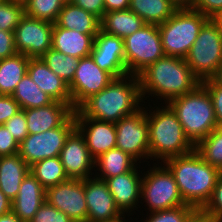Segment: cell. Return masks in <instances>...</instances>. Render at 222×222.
Returning a JSON list of instances; mask_svg holds the SVG:
<instances>
[{
	"label": "cell",
	"instance_id": "1",
	"mask_svg": "<svg viewBox=\"0 0 222 222\" xmlns=\"http://www.w3.org/2000/svg\"><path fill=\"white\" fill-rule=\"evenodd\" d=\"M143 107L138 76L114 78L104 89L86 99L75 111V118H92L116 123Z\"/></svg>",
	"mask_w": 222,
	"mask_h": 222
},
{
	"label": "cell",
	"instance_id": "2",
	"mask_svg": "<svg viewBox=\"0 0 222 222\" xmlns=\"http://www.w3.org/2000/svg\"><path fill=\"white\" fill-rule=\"evenodd\" d=\"M142 100H156L168 104L171 100L194 91L201 81L191 72L184 58L163 56L139 75ZM146 96V97H145Z\"/></svg>",
	"mask_w": 222,
	"mask_h": 222
},
{
	"label": "cell",
	"instance_id": "3",
	"mask_svg": "<svg viewBox=\"0 0 222 222\" xmlns=\"http://www.w3.org/2000/svg\"><path fill=\"white\" fill-rule=\"evenodd\" d=\"M163 163L173 174L183 201L201 210L211 198L222 172L205 162L196 150L168 158Z\"/></svg>",
	"mask_w": 222,
	"mask_h": 222
},
{
	"label": "cell",
	"instance_id": "4",
	"mask_svg": "<svg viewBox=\"0 0 222 222\" xmlns=\"http://www.w3.org/2000/svg\"><path fill=\"white\" fill-rule=\"evenodd\" d=\"M145 107L149 126L150 161L164 162L168 158L186 155L195 150V145L186 136L177 115L168 104L155 105L156 109L152 107L151 110L146 105Z\"/></svg>",
	"mask_w": 222,
	"mask_h": 222
},
{
	"label": "cell",
	"instance_id": "5",
	"mask_svg": "<svg viewBox=\"0 0 222 222\" xmlns=\"http://www.w3.org/2000/svg\"><path fill=\"white\" fill-rule=\"evenodd\" d=\"M168 105L194 145L218 128L212 98L202 84L194 91L171 100Z\"/></svg>",
	"mask_w": 222,
	"mask_h": 222
},
{
	"label": "cell",
	"instance_id": "6",
	"mask_svg": "<svg viewBox=\"0 0 222 222\" xmlns=\"http://www.w3.org/2000/svg\"><path fill=\"white\" fill-rule=\"evenodd\" d=\"M208 20L200 11L177 9L168 20L158 26L165 55L185 58Z\"/></svg>",
	"mask_w": 222,
	"mask_h": 222
},
{
	"label": "cell",
	"instance_id": "7",
	"mask_svg": "<svg viewBox=\"0 0 222 222\" xmlns=\"http://www.w3.org/2000/svg\"><path fill=\"white\" fill-rule=\"evenodd\" d=\"M140 200V204L146 203L144 206H147V213L177 208L186 204L173 174L163 162H153V167L143 172Z\"/></svg>",
	"mask_w": 222,
	"mask_h": 222
},
{
	"label": "cell",
	"instance_id": "8",
	"mask_svg": "<svg viewBox=\"0 0 222 222\" xmlns=\"http://www.w3.org/2000/svg\"><path fill=\"white\" fill-rule=\"evenodd\" d=\"M184 59L201 82L215 75L222 64V34L213 19L203 25Z\"/></svg>",
	"mask_w": 222,
	"mask_h": 222
},
{
	"label": "cell",
	"instance_id": "9",
	"mask_svg": "<svg viewBox=\"0 0 222 222\" xmlns=\"http://www.w3.org/2000/svg\"><path fill=\"white\" fill-rule=\"evenodd\" d=\"M124 40L127 73L138 76L165 56L158 25L145 24Z\"/></svg>",
	"mask_w": 222,
	"mask_h": 222
},
{
	"label": "cell",
	"instance_id": "10",
	"mask_svg": "<svg viewBox=\"0 0 222 222\" xmlns=\"http://www.w3.org/2000/svg\"><path fill=\"white\" fill-rule=\"evenodd\" d=\"M76 128L74 114L60 127L42 133L28 134L19 144L18 154L28 166L43 159L60 156L69 134Z\"/></svg>",
	"mask_w": 222,
	"mask_h": 222
},
{
	"label": "cell",
	"instance_id": "11",
	"mask_svg": "<svg viewBox=\"0 0 222 222\" xmlns=\"http://www.w3.org/2000/svg\"><path fill=\"white\" fill-rule=\"evenodd\" d=\"M116 147L133 157L138 163L150 159L149 126L146 117V108L123 117L115 123ZM143 159V160H142ZM146 161H145V160Z\"/></svg>",
	"mask_w": 222,
	"mask_h": 222
},
{
	"label": "cell",
	"instance_id": "12",
	"mask_svg": "<svg viewBox=\"0 0 222 222\" xmlns=\"http://www.w3.org/2000/svg\"><path fill=\"white\" fill-rule=\"evenodd\" d=\"M53 25L24 15L14 31L17 53L30 58L42 57L52 48Z\"/></svg>",
	"mask_w": 222,
	"mask_h": 222
},
{
	"label": "cell",
	"instance_id": "13",
	"mask_svg": "<svg viewBox=\"0 0 222 222\" xmlns=\"http://www.w3.org/2000/svg\"><path fill=\"white\" fill-rule=\"evenodd\" d=\"M46 201L75 222H87L85 179H69L46 189Z\"/></svg>",
	"mask_w": 222,
	"mask_h": 222
},
{
	"label": "cell",
	"instance_id": "14",
	"mask_svg": "<svg viewBox=\"0 0 222 222\" xmlns=\"http://www.w3.org/2000/svg\"><path fill=\"white\" fill-rule=\"evenodd\" d=\"M113 79L93 61L91 56L79 59L74 78L68 85L72 107L76 110L86 99L104 89Z\"/></svg>",
	"mask_w": 222,
	"mask_h": 222
},
{
	"label": "cell",
	"instance_id": "15",
	"mask_svg": "<svg viewBox=\"0 0 222 222\" xmlns=\"http://www.w3.org/2000/svg\"><path fill=\"white\" fill-rule=\"evenodd\" d=\"M59 157L69 179L84 180L94 175L95 159L76 128L67 137Z\"/></svg>",
	"mask_w": 222,
	"mask_h": 222
},
{
	"label": "cell",
	"instance_id": "16",
	"mask_svg": "<svg viewBox=\"0 0 222 222\" xmlns=\"http://www.w3.org/2000/svg\"><path fill=\"white\" fill-rule=\"evenodd\" d=\"M93 61L113 78L127 75L124 40L99 31L90 53Z\"/></svg>",
	"mask_w": 222,
	"mask_h": 222
},
{
	"label": "cell",
	"instance_id": "17",
	"mask_svg": "<svg viewBox=\"0 0 222 222\" xmlns=\"http://www.w3.org/2000/svg\"><path fill=\"white\" fill-rule=\"evenodd\" d=\"M87 222L112 220L123 213L116 206L105 180L94 175L85 179Z\"/></svg>",
	"mask_w": 222,
	"mask_h": 222
},
{
	"label": "cell",
	"instance_id": "18",
	"mask_svg": "<svg viewBox=\"0 0 222 222\" xmlns=\"http://www.w3.org/2000/svg\"><path fill=\"white\" fill-rule=\"evenodd\" d=\"M140 166L138 164L129 172L105 179L116 206L122 213L132 216L134 215L133 213H136L135 210L140 208L139 203L141 202L142 171L144 169L138 170L137 168H140Z\"/></svg>",
	"mask_w": 222,
	"mask_h": 222
},
{
	"label": "cell",
	"instance_id": "19",
	"mask_svg": "<svg viewBox=\"0 0 222 222\" xmlns=\"http://www.w3.org/2000/svg\"><path fill=\"white\" fill-rule=\"evenodd\" d=\"M75 122L94 159L116 147L115 123L92 118H75Z\"/></svg>",
	"mask_w": 222,
	"mask_h": 222
},
{
	"label": "cell",
	"instance_id": "20",
	"mask_svg": "<svg viewBox=\"0 0 222 222\" xmlns=\"http://www.w3.org/2000/svg\"><path fill=\"white\" fill-rule=\"evenodd\" d=\"M72 103L54 101L48 106L25 109L28 134L42 133L63 125L73 114Z\"/></svg>",
	"mask_w": 222,
	"mask_h": 222
},
{
	"label": "cell",
	"instance_id": "21",
	"mask_svg": "<svg viewBox=\"0 0 222 222\" xmlns=\"http://www.w3.org/2000/svg\"><path fill=\"white\" fill-rule=\"evenodd\" d=\"M46 201V189L29 171L24 177L17 196L12 200V212L21 221L29 222Z\"/></svg>",
	"mask_w": 222,
	"mask_h": 222
},
{
	"label": "cell",
	"instance_id": "22",
	"mask_svg": "<svg viewBox=\"0 0 222 222\" xmlns=\"http://www.w3.org/2000/svg\"><path fill=\"white\" fill-rule=\"evenodd\" d=\"M27 74L54 101L72 103L68 84L52 72L41 57L30 58Z\"/></svg>",
	"mask_w": 222,
	"mask_h": 222
},
{
	"label": "cell",
	"instance_id": "23",
	"mask_svg": "<svg viewBox=\"0 0 222 222\" xmlns=\"http://www.w3.org/2000/svg\"><path fill=\"white\" fill-rule=\"evenodd\" d=\"M97 34H83L76 30L53 25L52 48L58 52L81 59L90 56Z\"/></svg>",
	"mask_w": 222,
	"mask_h": 222
},
{
	"label": "cell",
	"instance_id": "24",
	"mask_svg": "<svg viewBox=\"0 0 222 222\" xmlns=\"http://www.w3.org/2000/svg\"><path fill=\"white\" fill-rule=\"evenodd\" d=\"M28 172L29 166L19 154L0 156V190L13 200Z\"/></svg>",
	"mask_w": 222,
	"mask_h": 222
},
{
	"label": "cell",
	"instance_id": "25",
	"mask_svg": "<svg viewBox=\"0 0 222 222\" xmlns=\"http://www.w3.org/2000/svg\"><path fill=\"white\" fill-rule=\"evenodd\" d=\"M55 24L83 34H98L100 31V19L73 2L63 5Z\"/></svg>",
	"mask_w": 222,
	"mask_h": 222
},
{
	"label": "cell",
	"instance_id": "26",
	"mask_svg": "<svg viewBox=\"0 0 222 222\" xmlns=\"http://www.w3.org/2000/svg\"><path fill=\"white\" fill-rule=\"evenodd\" d=\"M138 164L129 154L115 147L95 159L94 176L105 180L129 172Z\"/></svg>",
	"mask_w": 222,
	"mask_h": 222
},
{
	"label": "cell",
	"instance_id": "27",
	"mask_svg": "<svg viewBox=\"0 0 222 222\" xmlns=\"http://www.w3.org/2000/svg\"><path fill=\"white\" fill-rule=\"evenodd\" d=\"M144 25L143 19L130 9L106 12L100 20L101 31L122 39L138 31Z\"/></svg>",
	"mask_w": 222,
	"mask_h": 222
},
{
	"label": "cell",
	"instance_id": "28",
	"mask_svg": "<svg viewBox=\"0 0 222 222\" xmlns=\"http://www.w3.org/2000/svg\"><path fill=\"white\" fill-rule=\"evenodd\" d=\"M30 57L16 53L0 60V95H12L17 84L27 74Z\"/></svg>",
	"mask_w": 222,
	"mask_h": 222
},
{
	"label": "cell",
	"instance_id": "29",
	"mask_svg": "<svg viewBox=\"0 0 222 222\" xmlns=\"http://www.w3.org/2000/svg\"><path fill=\"white\" fill-rule=\"evenodd\" d=\"M129 9L145 24L160 25L177 10L169 0H130Z\"/></svg>",
	"mask_w": 222,
	"mask_h": 222
},
{
	"label": "cell",
	"instance_id": "30",
	"mask_svg": "<svg viewBox=\"0 0 222 222\" xmlns=\"http://www.w3.org/2000/svg\"><path fill=\"white\" fill-rule=\"evenodd\" d=\"M12 97L23 110L48 106L54 102L49 95L38 87L28 74L23 76L17 84Z\"/></svg>",
	"mask_w": 222,
	"mask_h": 222
},
{
	"label": "cell",
	"instance_id": "31",
	"mask_svg": "<svg viewBox=\"0 0 222 222\" xmlns=\"http://www.w3.org/2000/svg\"><path fill=\"white\" fill-rule=\"evenodd\" d=\"M29 171L45 189L69 180L59 156L36 162Z\"/></svg>",
	"mask_w": 222,
	"mask_h": 222
},
{
	"label": "cell",
	"instance_id": "32",
	"mask_svg": "<svg viewBox=\"0 0 222 222\" xmlns=\"http://www.w3.org/2000/svg\"><path fill=\"white\" fill-rule=\"evenodd\" d=\"M42 60L68 85L72 82L75 71L79 65V59L50 48L42 57Z\"/></svg>",
	"mask_w": 222,
	"mask_h": 222
},
{
	"label": "cell",
	"instance_id": "33",
	"mask_svg": "<svg viewBox=\"0 0 222 222\" xmlns=\"http://www.w3.org/2000/svg\"><path fill=\"white\" fill-rule=\"evenodd\" d=\"M195 150L205 162L222 172V130L219 127L198 142Z\"/></svg>",
	"mask_w": 222,
	"mask_h": 222
},
{
	"label": "cell",
	"instance_id": "34",
	"mask_svg": "<svg viewBox=\"0 0 222 222\" xmlns=\"http://www.w3.org/2000/svg\"><path fill=\"white\" fill-rule=\"evenodd\" d=\"M63 5L61 0H28L24 11L28 17L55 24Z\"/></svg>",
	"mask_w": 222,
	"mask_h": 222
},
{
	"label": "cell",
	"instance_id": "35",
	"mask_svg": "<svg viewBox=\"0 0 222 222\" xmlns=\"http://www.w3.org/2000/svg\"><path fill=\"white\" fill-rule=\"evenodd\" d=\"M24 15L23 3L3 0L0 3V30L14 32Z\"/></svg>",
	"mask_w": 222,
	"mask_h": 222
},
{
	"label": "cell",
	"instance_id": "36",
	"mask_svg": "<svg viewBox=\"0 0 222 222\" xmlns=\"http://www.w3.org/2000/svg\"><path fill=\"white\" fill-rule=\"evenodd\" d=\"M197 209L185 204L177 208L147 213L141 222H185Z\"/></svg>",
	"mask_w": 222,
	"mask_h": 222
},
{
	"label": "cell",
	"instance_id": "37",
	"mask_svg": "<svg viewBox=\"0 0 222 222\" xmlns=\"http://www.w3.org/2000/svg\"><path fill=\"white\" fill-rule=\"evenodd\" d=\"M201 211L213 222H222V173L217 179L211 198Z\"/></svg>",
	"mask_w": 222,
	"mask_h": 222
},
{
	"label": "cell",
	"instance_id": "38",
	"mask_svg": "<svg viewBox=\"0 0 222 222\" xmlns=\"http://www.w3.org/2000/svg\"><path fill=\"white\" fill-rule=\"evenodd\" d=\"M29 222H75L62 211H59L47 201L40 206Z\"/></svg>",
	"mask_w": 222,
	"mask_h": 222
},
{
	"label": "cell",
	"instance_id": "39",
	"mask_svg": "<svg viewBox=\"0 0 222 222\" xmlns=\"http://www.w3.org/2000/svg\"><path fill=\"white\" fill-rule=\"evenodd\" d=\"M20 144L28 135L25 112L21 109L3 124Z\"/></svg>",
	"mask_w": 222,
	"mask_h": 222
},
{
	"label": "cell",
	"instance_id": "40",
	"mask_svg": "<svg viewBox=\"0 0 222 222\" xmlns=\"http://www.w3.org/2000/svg\"><path fill=\"white\" fill-rule=\"evenodd\" d=\"M201 84L208 90L215 111L218 127L222 125V86L216 85L211 79L201 82Z\"/></svg>",
	"mask_w": 222,
	"mask_h": 222
},
{
	"label": "cell",
	"instance_id": "41",
	"mask_svg": "<svg viewBox=\"0 0 222 222\" xmlns=\"http://www.w3.org/2000/svg\"><path fill=\"white\" fill-rule=\"evenodd\" d=\"M18 152L19 143L4 125H0V156H11Z\"/></svg>",
	"mask_w": 222,
	"mask_h": 222
},
{
	"label": "cell",
	"instance_id": "42",
	"mask_svg": "<svg viewBox=\"0 0 222 222\" xmlns=\"http://www.w3.org/2000/svg\"><path fill=\"white\" fill-rule=\"evenodd\" d=\"M20 110L19 104L12 95H0V125H3Z\"/></svg>",
	"mask_w": 222,
	"mask_h": 222
},
{
	"label": "cell",
	"instance_id": "43",
	"mask_svg": "<svg viewBox=\"0 0 222 222\" xmlns=\"http://www.w3.org/2000/svg\"><path fill=\"white\" fill-rule=\"evenodd\" d=\"M193 9L213 19L218 13H222V0H194Z\"/></svg>",
	"mask_w": 222,
	"mask_h": 222
},
{
	"label": "cell",
	"instance_id": "44",
	"mask_svg": "<svg viewBox=\"0 0 222 222\" xmlns=\"http://www.w3.org/2000/svg\"><path fill=\"white\" fill-rule=\"evenodd\" d=\"M14 32L0 30V60L16 54Z\"/></svg>",
	"mask_w": 222,
	"mask_h": 222
},
{
	"label": "cell",
	"instance_id": "45",
	"mask_svg": "<svg viewBox=\"0 0 222 222\" xmlns=\"http://www.w3.org/2000/svg\"><path fill=\"white\" fill-rule=\"evenodd\" d=\"M73 3L100 20L105 13L104 0H73Z\"/></svg>",
	"mask_w": 222,
	"mask_h": 222
},
{
	"label": "cell",
	"instance_id": "46",
	"mask_svg": "<svg viewBox=\"0 0 222 222\" xmlns=\"http://www.w3.org/2000/svg\"><path fill=\"white\" fill-rule=\"evenodd\" d=\"M130 0H104L105 13L129 9Z\"/></svg>",
	"mask_w": 222,
	"mask_h": 222
},
{
	"label": "cell",
	"instance_id": "47",
	"mask_svg": "<svg viewBox=\"0 0 222 222\" xmlns=\"http://www.w3.org/2000/svg\"><path fill=\"white\" fill-rule=\"evenodd\" d=\"M12 210V200L0 190V216Z\"/></svg>",
	"mask_w": 222,
	"mask_h": 222
},
{
	"label": "cell",
	"instance_id": "48",
	"mask_svg": "<svg viewBox=\"0 0 222 222\" xmlns=\"http://www.w3.org/2000/svg\"><path fill=\"white\" fill-rule=\"evenodd\" d=\"M185 222H213L210 217L201 210H196Z\"/></svg>",
	"mask_w": 222,
	"mask_h": 222
},
{
	"label": "cell",
	"instance_id": "49",
	"mask_svg": "<svg viewBox=\"0 0 222 222\" xmlns=\"http://www.w3.org/2000/svg\"><path fill=\"white\" fill-rule=\"evenodd\" d=\"M176 9H193L194 0H169Z\"/></svg>",
	"mask_w": 222,
	"mask_h": 222
},
{
	"label": "cell",
	"instance_id": "50",
	"mask_svg": "<svg viewBox=\"0 0 222 222\" xmlns=\"http://www.w3.org/2000/svg\"><path fill=\"white\" fill-rule=\"evenodd\" d=\"M0 222H23L12 211L0 216Z\"/></svg>",
	"mask_w": 222,
	"mask_h": 222
},
{
	"label": "cell",
	"instance_id": "51",
	"mask_svg": "<svg viewBox=\"0 0 222 222\" xmlns=\"http://www.w3.org/2000/svg\"><path fill=\"white\" fill-rule=\"evenodd\" d=\"M211 80L216 84L222 86V64L218 67L215 75Z\"/></svg>",
	"mask_w": 222,
	"mask_h": 222
},
{
	"label": "cell",
	"instance_id": "52",
	"mask_svg": "<svg viewBox=\"0 0 222 222\" xmlns=\"http://www.w3.org/2000/svg\"><path fill=\"white\" fill-rule=\"evenodd\" d=\"M126 216H128V218H129V216H131V215L130 214L125 215V213H123L122 215L118 216L115 219L105 220V221H98V222H127L130 219H128ZM125 218H127V219H125Z\"/></svg>",
	"mask_w": 222,
	"mask_h": 222
},
{
	"label": "cell",
	"instance_id": "53",
	"mask_svg": "<svg viewBox=\"0 0 222 222\" xmlns=\"http://www.w3.org/2000/svg\"><path fill=\"white\" fill-rule=\"evenodd\" d=\"M213 21L218 25L220 33L222 34V13H218L214 18Z\"/></svg>",
	"mask_w": 222,
	"mask_h": 222
},
{
	"label": "cell",
	"instance_id": "54",
	"mask_svg": "<svg viewBox=\"0 0 222 222\" xmlns=\"http://www.w3.org/2000/svg\"><path fill=\"white\" fill-rule=\"evenodd\" d=\"M10 1H13V2H18V3H23L25 4L28 0H10Z\"/></svg>",
	"mask_w": 222,
	"mask_h": 222
},
{
	"label": "cell",
	"instance_id": "55",
	"mask_svg": "<svg viewBox=\"0 0 222 222\" xmlns=\"http://www.w3.org/2000/svg\"><path fill=\"white\" fill-rule=\"evenodd\" d=\"M61 2H62L63 4H66V3H72L73 0H61Z\"/></svg>",
	"mask_w": 222,
	"mask_h": 222
}]
</instances>
